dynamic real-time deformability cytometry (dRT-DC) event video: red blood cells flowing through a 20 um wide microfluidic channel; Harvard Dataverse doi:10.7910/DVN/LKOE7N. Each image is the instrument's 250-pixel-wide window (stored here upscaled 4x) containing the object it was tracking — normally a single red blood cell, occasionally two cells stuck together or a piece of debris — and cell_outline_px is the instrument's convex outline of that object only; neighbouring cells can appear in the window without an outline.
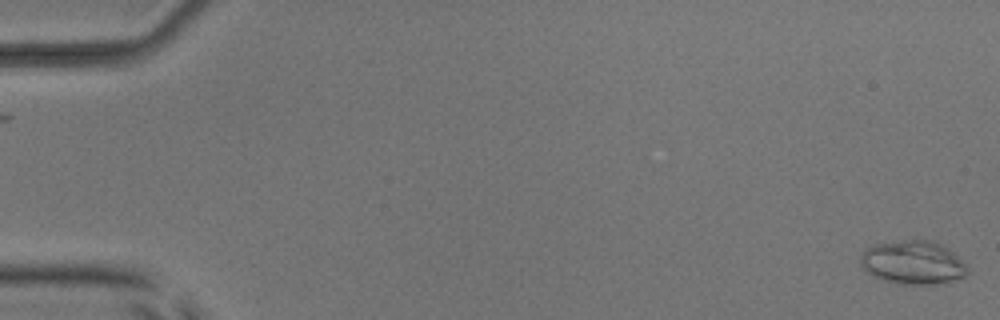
{"species": "common noctule bat (a hibernating species)", "species_latin": "Nyctalus noctula", "temperature_condition": "room temperature", "stored_images_in_passage": 2, "camera_frame_rate_fps": 3000, "um_per_image_px": 0.085, "animal": {"sex": "male", "body_mass_g": 17.9, "forearm_length_mm": 54.2}, "frame": {"image": 1, "passage_image": 2, "time_ms": 1.0, "image_size_px": [1000, 320], "cell_outline_px": [[968, 272], [964, 276], [940, 284], [896, 284], [872, 276], [860, 264], [860, 256], [872, 244], [904, 240], [932, 240], [948, 248], [968, 268]], "centroid_in_image_um": [77.57, 22.32], "position_along_channel_um": 7.4, "area_um2": 27.05}}